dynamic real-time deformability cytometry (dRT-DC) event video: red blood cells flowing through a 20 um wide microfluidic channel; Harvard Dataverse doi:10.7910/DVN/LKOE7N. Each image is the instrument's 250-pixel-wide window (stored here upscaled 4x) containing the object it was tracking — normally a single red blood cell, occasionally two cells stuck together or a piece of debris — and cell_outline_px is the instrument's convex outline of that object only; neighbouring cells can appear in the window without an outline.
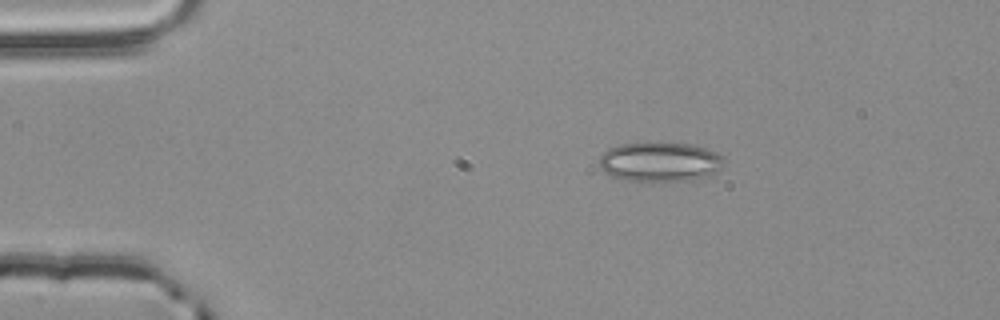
{"species": "common noctule bat (a hibernating species)", "species_latin": "Nyctalus noctula", "temperature_condition": "room temperature", "stored_images_in_passage": 2, "camera_frame_rate_fps": 3000, "um_per_image_px": 0.085, "animal": {"sex": "male", "body_mass_g": 20.4}, "frame": {"image": 1, "passage_image": 1, "time_ms": 0.0, "image_size_px": [1000, 320], "cell_outline_px": [[728, 160], [720, 168], [704, 176], [692, 180], [628, 180], [612, 176], [604, 172], [600, 168], [600, 156], [608, 148], [620, 144], [692, 144], [716, 152], [724, 156]], "centroid_in_image_um": [56.11, 13.75], "position_along_channel_um": 28.9, "area_um2": 28.09}}